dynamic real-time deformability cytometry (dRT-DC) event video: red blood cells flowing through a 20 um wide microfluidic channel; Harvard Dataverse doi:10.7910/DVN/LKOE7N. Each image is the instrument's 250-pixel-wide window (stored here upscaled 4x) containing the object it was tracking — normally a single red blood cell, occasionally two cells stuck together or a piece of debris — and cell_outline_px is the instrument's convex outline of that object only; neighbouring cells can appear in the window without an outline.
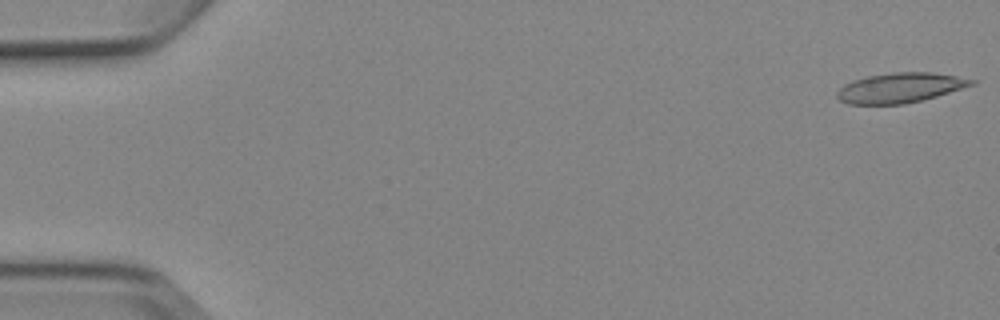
{"species": "Egyptian fruit bat (a non-hibernating species)", "species_latin": "Rousettus aegyptiacus", "temperature_condition": "cold", "stored_images_in_passage": 6, "camera_frame_rate_fps": 3000, "um_per_image_px": 0.085, "animal": {"sex": "female"}, "frame": {"image": 1, "passage_image": 1, "time_ms": 0.0, "image_size_px": [1000, 320], "cell_outline_px": [[976, 84], [936, 96], [904, 104], [848, 104], [840, 100], [836, 96], [836, 92], [844, 84], [852, 80], [868, 76], [892, 72], [932, 72], [956, 76], [976, 80]], "centroid_in_image_um": [76.49, 7.45], "position_along_channel_um": 8.5, "area_um2": 23.35}}